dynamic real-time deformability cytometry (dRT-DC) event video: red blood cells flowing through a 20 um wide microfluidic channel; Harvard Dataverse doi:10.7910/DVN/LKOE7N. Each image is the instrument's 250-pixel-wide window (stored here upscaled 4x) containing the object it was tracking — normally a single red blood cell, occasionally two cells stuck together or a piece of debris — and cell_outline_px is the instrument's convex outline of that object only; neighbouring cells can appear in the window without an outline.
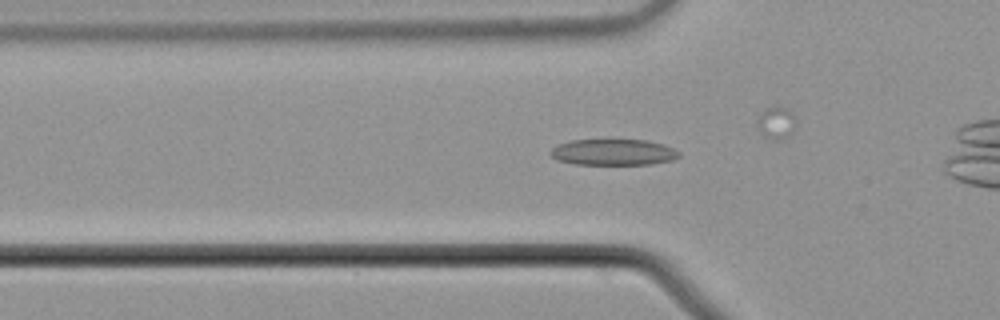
{"species": "common noctule bat (a hibernating species)", "species_latin": "Nyctalus noctula", "temperature_condition": "cold", "stored_images_in_passage": 29, "camera_frame_rate_fps": 3000, "um_per_image_px": 0.085, "animal": {"sex": "male", "body_mass_g": 21.5, "forearm_length_mm": 52.0}, "frame": {"image": 1, "passage_image": 2, "time_ms": 0.333, "image_size_px": [1000, 320], "cell_outline_px": [[680, 156], [672, 160], [652, 164], [576, 164], [556, 160], [548, 152], [556, 144], [568, 140], [648, 140], [664, 144], [680, 152]], "centroid_in_image_um": [52.11, 12.93], "position_along_channel_um": 73.7, "area_um2": 19.71}}
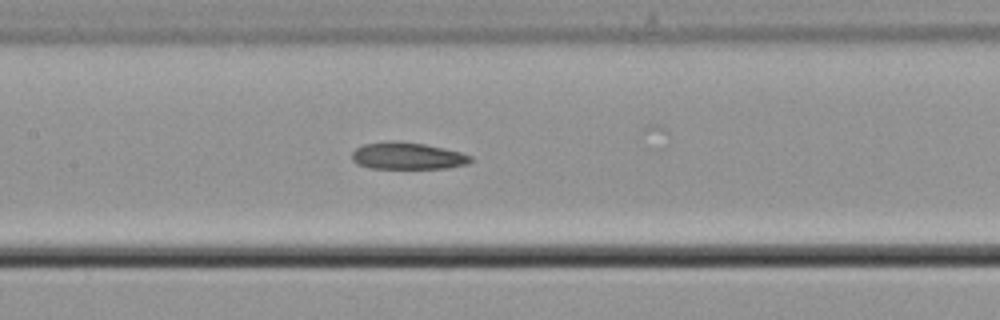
{"frame": {"image": 2, "passage_image": 10, "time_ms": 3.0, "image_size_px": [1000, 320], "cell_outline_px": [[472, 160], [468, 164], [448, 168], [372, 168], [360, 164], [352, 160], [352, 152], [356, 148], [364, 144], [388, 140], [396, 140], [424, 144], [444, 148], [460, 152], [472, 156]], "centroid_in_image_um": [34.65, 13.24], "position_along_channel_um": 172.8, "area_um2": 18.67}}
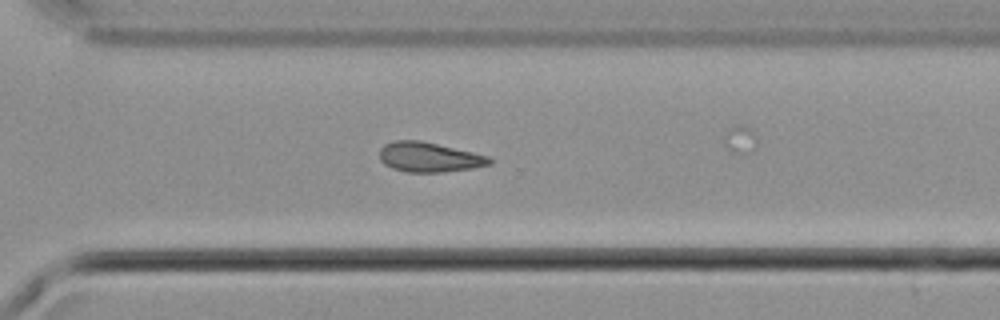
{"frame": {"image": 3, "passage_image": 23, "time_ms": 7.333, "image_size_px": [1000, 320], "cell_outline_px": [[492, 164], [472, 168], [440, 172], [408, 172], [392, 168], [384, 164], [380, 160], [380, 148], [384, 144], [392, 140], [420, 140], [472, 152], [488, 156], [492, 160]], "centroid_in_image_um": [36.44, 13.35], "position_along_channel_um": 334.2, "area_um2": 19.02}}